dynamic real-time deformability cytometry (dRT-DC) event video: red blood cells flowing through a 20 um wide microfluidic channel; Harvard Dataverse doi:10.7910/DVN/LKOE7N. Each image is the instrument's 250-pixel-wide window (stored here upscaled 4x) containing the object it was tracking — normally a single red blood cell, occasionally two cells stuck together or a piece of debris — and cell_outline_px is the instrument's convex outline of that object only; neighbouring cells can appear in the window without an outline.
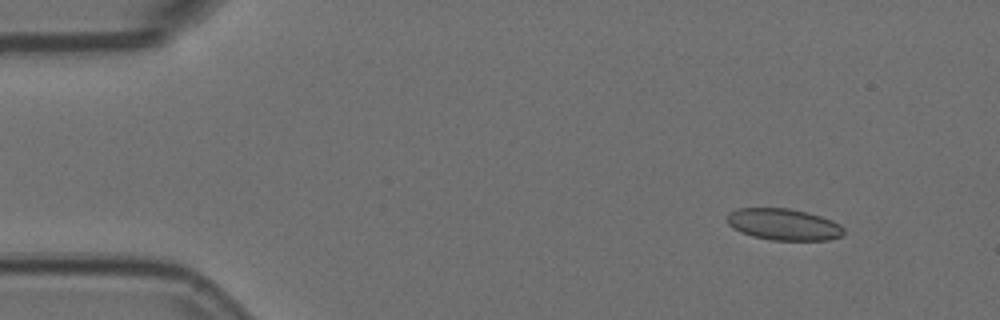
{"species": "Egyptian fruit bat (a non-hibernating species)", "species_latin": "Rousettus aegyptiacus", "temperature_condition": "room temperature", "stored_images_in_passage": 6, "camera_frame_rate_fps": 3000, "um_per_image_px": 0.085, "animal": {"sex": "female"}, "frame": {"image": 1, "passage_image": 2, "time_ms": 0.333, "image_size_px": [1000, 320], "cell_outline_px": [[844, 232], [840, 236], [828, 240], [772, 240], [752, 236], [740, 232], [732, 228], [728, 224], [724, 216], [728, 212], [736, 208], [788, 208], [808, 212], [832, 220], [840, 224], [844, 228]], "centroid_in_image_um": [66.55, 19.06], "position_along_channel_um": 18.4, "area_um2": 21.73}}
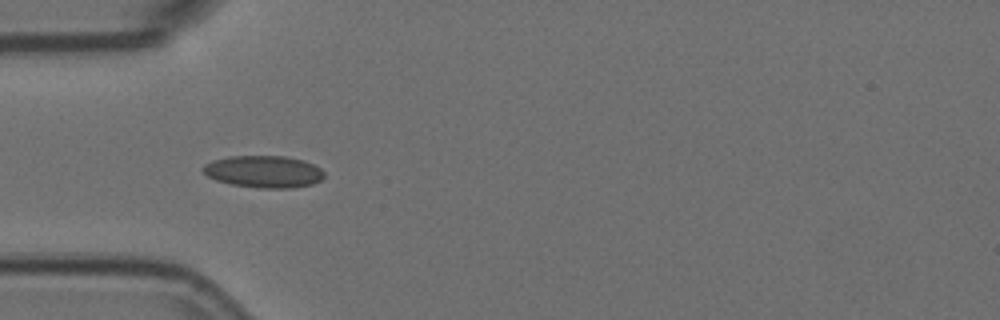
{"frame": {"image": 2, "passage_image": 5, "time_ms": 1.333, "image_size_px": [1000, 320], "cell_outline_px": [[324, 176], [320, 180], [312, 184], [292, 188], [260, 188], [232, 184], [216, 180], [208, 176], [200, 168], [204, 164], [212, 160], [228, 156], [284, 156], [304, 160], [320, 168], [324, 172]], "centroid_in_image_um": [22.4, 14.58], "position_along_channel_um": 62.6, "area_um2": 22.66}}
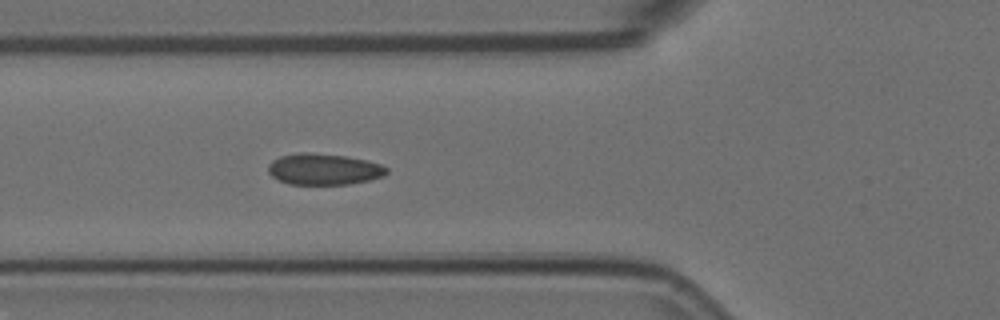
{"frame": {"image": 3, "passage_image": 6, "time_ms": 1.667, "image_size_px": [1000, 320], "cell_outline_px": [[388, 172], [384, 176], [368, 180], [348, 184], [288, 184], [272, 176], [268, 172], [268, 164], [272, 160], [280, 156], [300, 152], [304, 152], [344, 156], [368, 160], [380, 164], [388, 168]], "centroid_in_image_um": [27.52, 14.38], "position_along_channel_um": 98.3, "area_um2": 21.5}}